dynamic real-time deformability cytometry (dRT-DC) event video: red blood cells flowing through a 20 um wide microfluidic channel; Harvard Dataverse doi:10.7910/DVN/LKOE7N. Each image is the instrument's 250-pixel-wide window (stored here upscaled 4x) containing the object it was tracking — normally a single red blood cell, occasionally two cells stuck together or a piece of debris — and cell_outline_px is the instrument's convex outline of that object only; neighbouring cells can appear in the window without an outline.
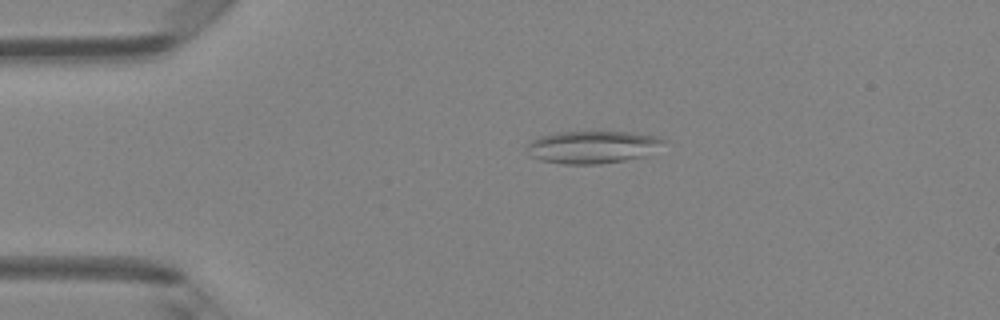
{"species": "Egyptian fruit bat (a non-hibernating species)", "species_latin": "Rousettus aegyptiacus", "temperature_condition": "room temperature", "stored_images_in_passage": 43, "camera_frame_rate_fps": 3000, "um_per_image_px": 0.085, "animal": {"sex": "female"}, "frame": {"image": 1, "passage_image": 6, "time_ms": 1.667, "image_size_px": [1000, 320], "cell_outline_px": [[668, 140], [644, 156], [624, 160], [600, 164], [564, 164], [540, 160], [528, 156], [528, 144], [532, 140], [540, 136], [556, 132], [596, 128], [628, 132], [656, 136]], "centroid_in_image_um": [50.33, 12.44], "position_along_channel_um": 34.7, "area_um2": 26.76}}
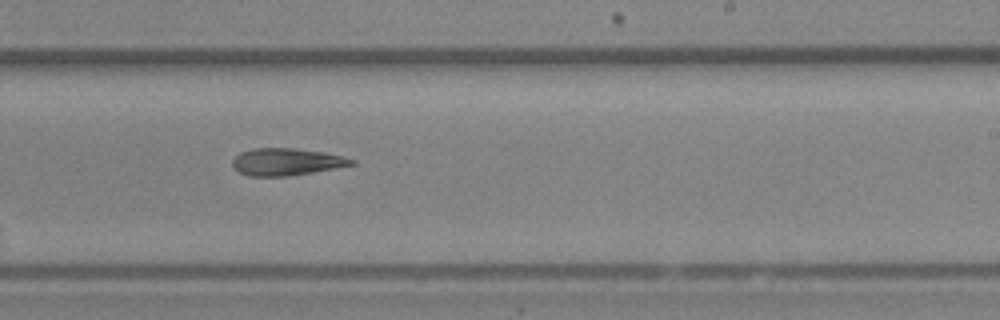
{"frame": {"image": 2, "passage_image": 25, "time_ms": 8.0, "image_size_px": [1000, 320], "cell_outline_px": [[356, 164], [312, 172], [288, 176], [248, 176], [240, 172], [232, 164], [232, 160], [240, 152], [252, 148], [292, 148], [324, 152], [344, 156], [356, 160]], "centroid_in_image_um": [24.36, 13.75], "position_along_channel_um": 264.6, "area_um2": 18.79}}
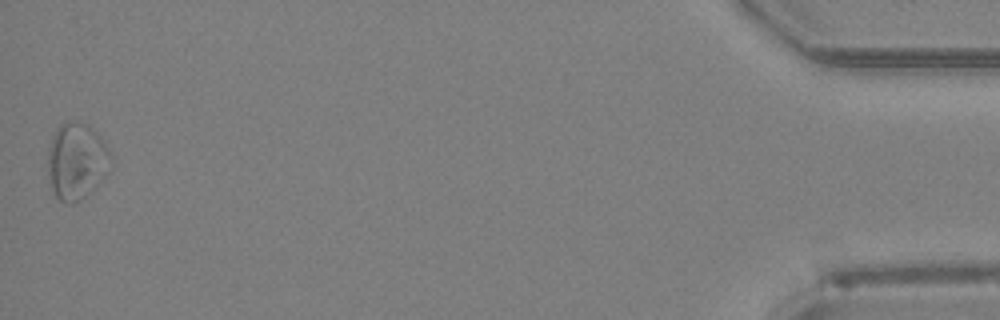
{"frame": {"image": 3, "passage_image": 43, "time_ms": 14.0, "image_size_px": [1000, 320], "cell_outline_px": [[112, 164], [96, 184], [80, 200], [72, 204], [68, 204], [60, 200], [52, 192], [48, 176], [48, 152], [52, 136], [60, 124], [68, 120], [88, 124], [104, 140], [112, 156]], "centroid_in_image_um": [6.49, 13.67], "position_along_channel_um": 428.7, "area_um2": 28.03}}